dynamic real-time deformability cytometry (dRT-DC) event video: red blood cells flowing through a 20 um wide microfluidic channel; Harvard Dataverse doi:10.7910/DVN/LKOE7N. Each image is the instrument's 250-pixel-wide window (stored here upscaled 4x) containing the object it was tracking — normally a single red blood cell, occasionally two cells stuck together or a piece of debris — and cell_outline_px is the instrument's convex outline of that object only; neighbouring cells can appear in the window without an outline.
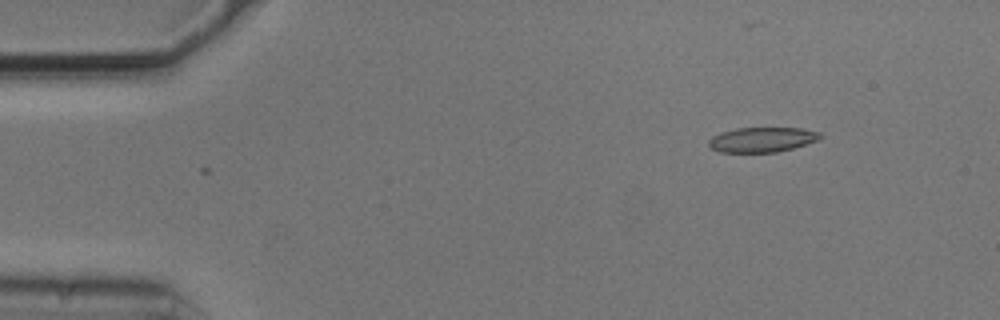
{"species": "common noctule bat (a hibernating species)", "species_latin": "Nyctalus noctula", "temperature_condition": "cold", "stored_images_in_passage": 5, "camera_frame_rate_fps": 3000, "um_per_image_px": 0.085, "animal": {"sex": "male", "body_mass_g": 20.5, "forearm_length_mm": 52.5}, "frame": {"image": 1, "passage_image": 2, "time_ms": 0.333, "image_size_px": [1000, 320], "cell_outline_px": [[824, 136], [820, 140], [792, 148], [776, 152], [720, 152], [712, 148], [708, 144], [708, 140], [712, 136], [720, 132], [736, 128], [800, 128], [820, 132]], "centroid_in_image_um": [64.79, 11.86], "position_along_channel_um": 20.2, "area_um2": 16.24}}
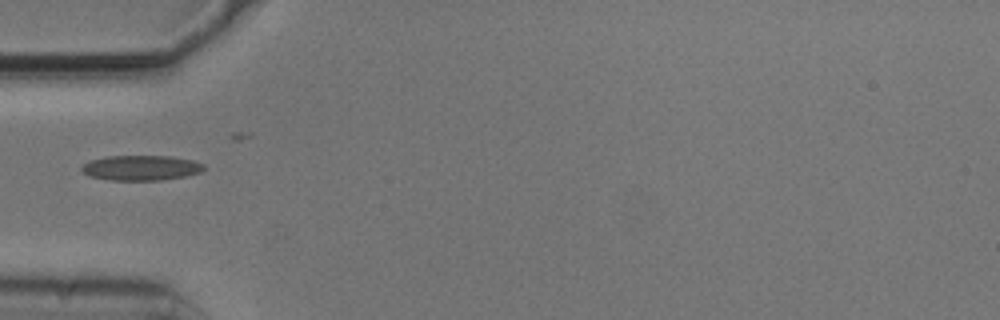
{"frame": {"image": 2, "passage_image": 5, "time_ms": 1.333, "image_size_px": [1000, 320], "cell_outline_px": [[204, 168], [200, 172], [184, 176], [160, 180], [112, 180], [88, 176], [80, 168], [88, 160], [108, 156], [172, 156], [192, 160], [204, 164]], "centroid_in_image_um": [11.96, 14.26], "position_along_channel_um": 73.0, "area_um2": 17.8}}